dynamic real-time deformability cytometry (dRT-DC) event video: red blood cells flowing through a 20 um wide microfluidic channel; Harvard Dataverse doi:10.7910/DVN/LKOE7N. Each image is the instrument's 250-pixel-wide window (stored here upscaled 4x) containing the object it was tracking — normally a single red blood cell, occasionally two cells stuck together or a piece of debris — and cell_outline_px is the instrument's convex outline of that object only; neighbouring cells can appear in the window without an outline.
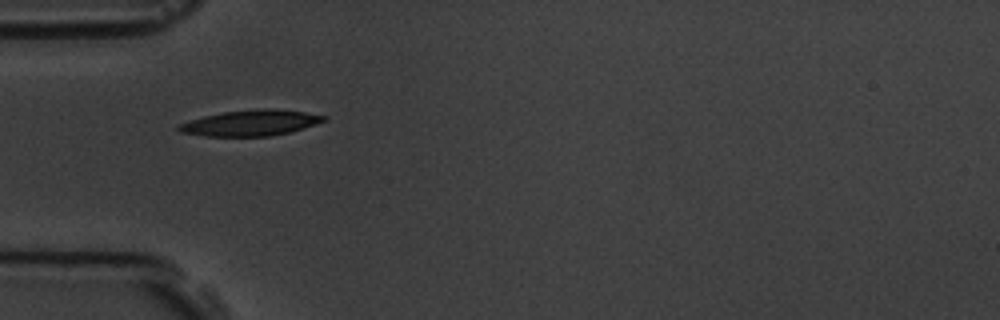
{"species": "common noctule bat (a hibernating species)", "species_latin": "Nyctalus noctula", "temperature_condition": "room temperature", "stored_images_in_passage": 2, "camera_frame_rate_fps": 3000, "um_per_image_px": 0.085, "animal": {"sex": "male", "body_mass_g": 19.5, "forearm_length_mm": 54.6}, "frame": {"image": 1, "passage_image": 1, "time_ms": 0.0, "image_size_px": [1000, 320], "cell_outline_px": [[328, 120], [304, 128], [288, 132], [268, 136], [204, 136], [180, 132], [176, 128], [176, 124], [188, 120], [204, 116], [224, 112], [260, 108], [276, 108], [304, 112], [328, 116]], "centroid_in_image_um": [21.29, 10.44], "position_along_channel_um": 63.7, "area_um2": 21.96}}
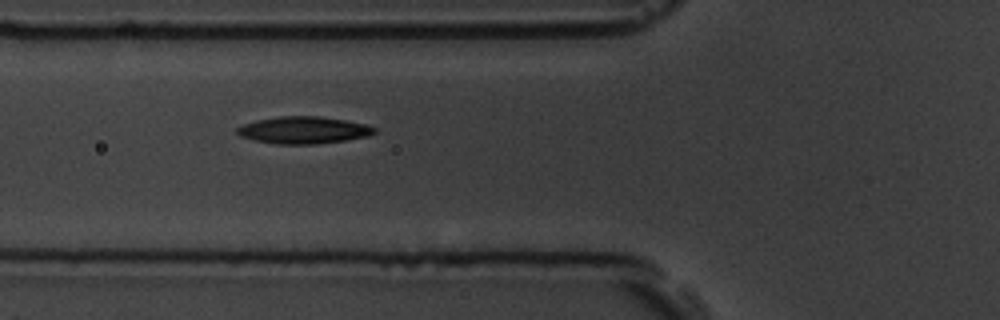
{"frame": {"image": 2, "passage_image": 2, "time_ms": 1.0, "image_size_px": [1000, 320], "cell_outline_px": [[376, 132], [368, 136], [344, 140], [316, 144], [276, 144], [256, 140], [240, 136], [236, 132], [236, 128], [244, 124], [256, 120], [280, 116], [320, 116], [344, 120], [364, 124], [376, 128]], "centroid_in_image_um": [25.79, 11.06], "position_along_channel_um": 100.0, "area_um2": 21.5}}